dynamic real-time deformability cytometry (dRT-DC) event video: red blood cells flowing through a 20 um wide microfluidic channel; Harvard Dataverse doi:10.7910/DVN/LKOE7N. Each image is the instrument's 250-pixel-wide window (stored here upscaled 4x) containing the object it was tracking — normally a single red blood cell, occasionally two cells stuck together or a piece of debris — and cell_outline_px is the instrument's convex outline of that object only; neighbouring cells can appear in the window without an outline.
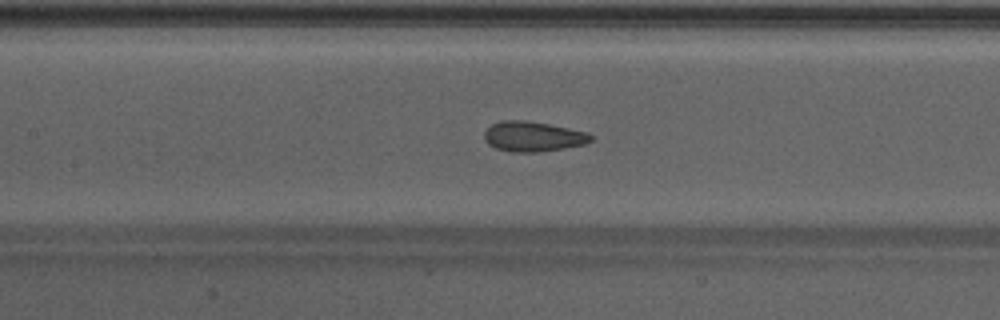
{"species": "Egyptian fruit bat (a non-hibernating species)", "species_latin": "Rousettus aegyptiacus", "temperature_condition": "warm", "stored_images_in_passage": 49, "camera_frame_rate_fps": 3000, "um_per_image_px": 0.085, "animal": {"sex": "male"}, "frame": {"image": 1, "passage_image": 22, "time_ms": 7.0, "image_size_px": [1000, 320], "cell_outline_px": [[592, 140], [584, 144], [564, 148], [536, 152], [512, 152], [496, 148], [488, 144], [484, 140], [484, 132], [492, 124], [504, 120], [524, 120], [548, 124], [588, 132], [592, 136]], "centroid_in_image_um": [45.29, 11.6], "position_along_channel_um": 162.1, "area_um2": 18.55}}
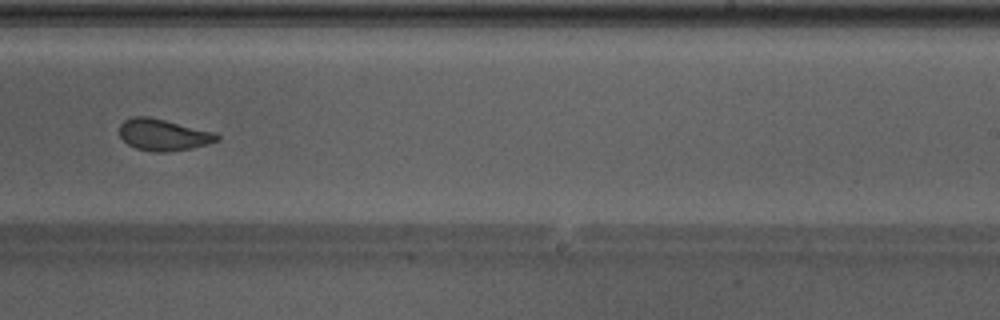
{"frame": {"image": 2, "passage_image": 30, "time_ms": 9.667, "image_size_px": [1000, 320], "cell_outline_px": [[220, 140], [208, 144], [192, 148], [164, 152], [152, 152], [136, 148], [128, 144], [120, 136], [120, 124], [124, 120], [132, 116], [148, 116], [212, 132], [220, 136]], "centroid_in_image_um": [13.86, 11.46], "position_along_channel_um": 275.1, "area_um2": 17.74}}
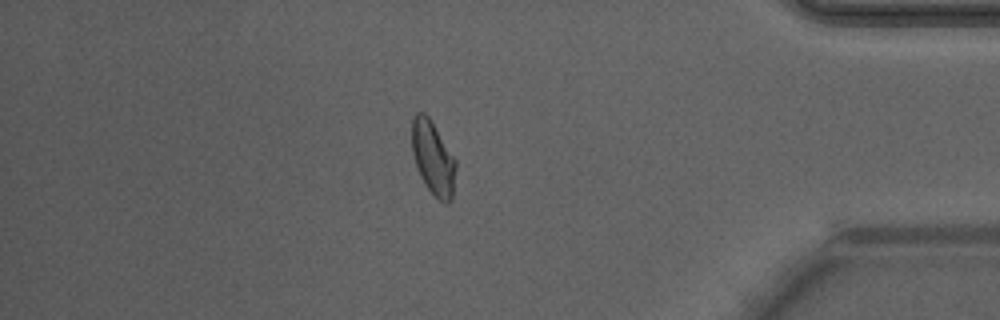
{"frame": {"image": 3, "passage_image": 41, "time_ms": 13.333, "image_size_px": [1000, 320], "cell_outline_px": [[456, 168], [452, 200], [448, 204], [444, 204], [424, 184], [420, 176], [412, 152], [412, 120], [416, 112], [424, 112], [428, 116], [456, 160]], "centroid_in_image_um": [36.81, 13.45], "position_along_channel_um": 398.4, "area_um2": 18.73}, "authors_computed_cell_mechanics": {"area_um2": 18.9584, "velocity_mm_per_s": 4.2555, "shape_relaxation_time_tau1_ms": 5.6337, "shape_relaxation_time_tau2_ms": 1.0391, "deformation_change_tau1": 0.1309, "deformation_change_tau2": 0.0645}}